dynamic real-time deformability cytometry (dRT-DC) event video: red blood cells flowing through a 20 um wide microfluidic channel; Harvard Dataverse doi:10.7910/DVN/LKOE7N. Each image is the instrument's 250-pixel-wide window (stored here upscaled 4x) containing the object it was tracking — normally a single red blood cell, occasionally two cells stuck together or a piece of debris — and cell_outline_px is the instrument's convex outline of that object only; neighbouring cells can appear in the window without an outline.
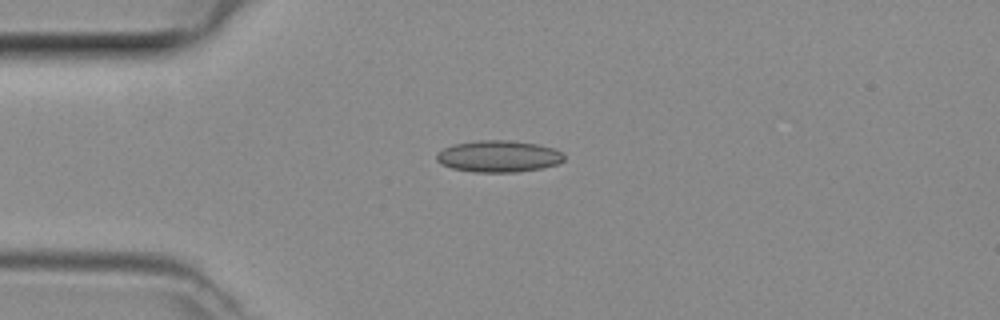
{"species": "common noctule bat (a hibernating species)", "species_latin": "Nyctalus noctula", "temperature_condition": "room temperature", "stored_images_in_passage": 37, "camera_frame_rate_fps": 3000, "um_per_image_px": 0.085, "animal": {"sex": "female", "body_mass_g": 29.2, "forearm_length_mm": 56.3}, "frame": {"image": 1, "passage_image": 1, "time_ms": 0.0, "image_size_px": [1000, 320], "cell_outline_px": [[564, 160], [556, 164], [544, 168], [516, 172], [472, 172], [452, 168], [440, 164], [436, 160], [436, 156], [444, 148], [452, 144], [476, 140], [512, 140], [536, 144], [556, 148], [564, 152]], "centroid_in_image_um": [42.4, 13.28], "position_along_channel_um": 42.6, "area_um2": 23.81}}
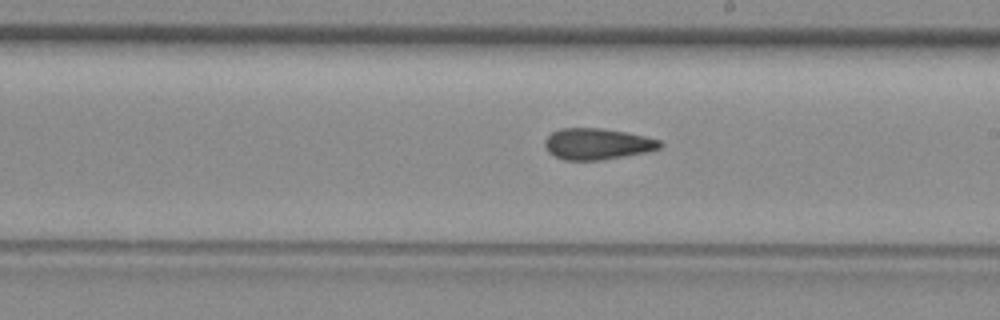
{"frame": {"image": 2, "passage_image": 16, "time_ms": 5.0, "image_size_px": [1000, 320], "cell_outline_px": [[664, 144], [660, 148], [648, 152], [600, 160], [564, 160], [548, 152], [544, 144], [544, 140], [552, 132], [560, 128], [604, 128], [644, 136], [660, 140]], "centroid_in_image_um": [50.77, 12.23], "position_along_channel_um": 238.2, "area_um2": 20.98}}
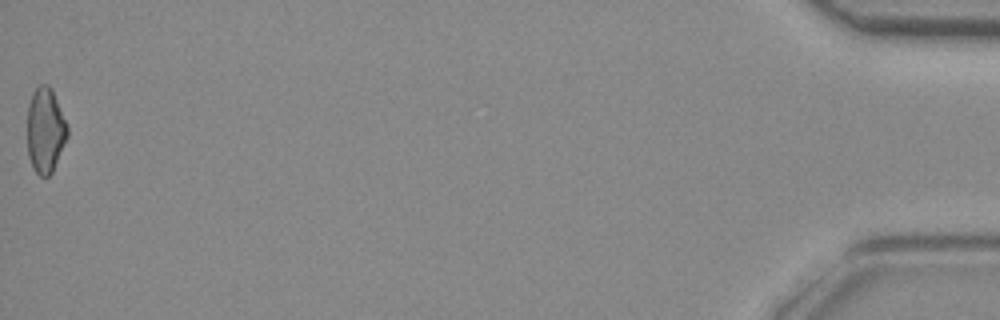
{"frame": {"image": 3, "passage_image": 37, "time_ms": 12.0, "image_size_px": [1000, 320], "cell_outline_px": [[68, 136], [52, 172], [48, 176], [40, 176], [32, 168], [28, 156], [28, 104], [32, 92], [40, 84], [48, 84], [52, 88], [68, 128]], "centroid_in_image_um": [3.85, 11.07], "position_along_channel_um": 431.4, "area_um2": 19.88}}